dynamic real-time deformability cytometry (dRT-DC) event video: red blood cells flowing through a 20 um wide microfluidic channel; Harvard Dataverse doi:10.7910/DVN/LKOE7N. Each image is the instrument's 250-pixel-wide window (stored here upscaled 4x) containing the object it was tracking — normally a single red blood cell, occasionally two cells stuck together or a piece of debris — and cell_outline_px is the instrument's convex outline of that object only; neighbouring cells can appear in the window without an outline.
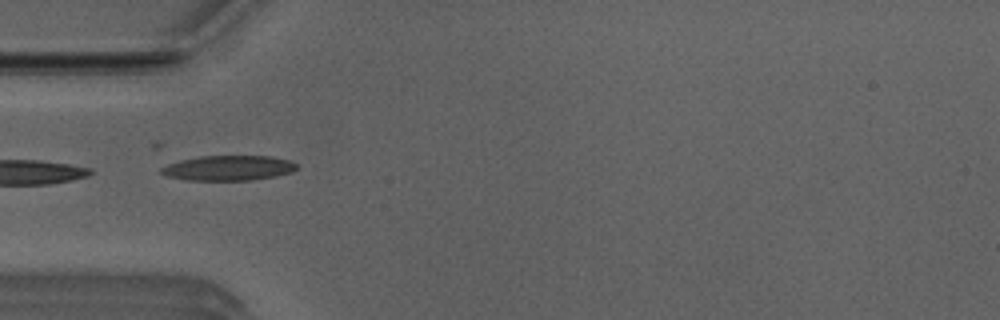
{"species": "Egyptian fruit bat (a non-hibernating species)", "species_latin": "Rousettus aegyptiacus", "temperature_condition": "room temperature", "stored_images_in_passage": 20, "camera_frame_rate_fps": 3000, "um_per_image_px": 0.085, "animal": {"sex": "male"}, "frame": {"image": 1, "passage_image": 1, "time_ms": 0.0, "image_size_px": [1000, 320], "cell_outline_px": [[296, 168], [292, 172], [276, 176], [252, 180], [188, 180], [168, 176], [160, 172], [160, 168], [168, 164], [180, 160], [200, 156], [272, 156], [288, 160], [296, 164]], "centroid_in_image_um": [19.41, 14.28], "position_along_channel_um": 65.6, "area_um2": 19.65}}